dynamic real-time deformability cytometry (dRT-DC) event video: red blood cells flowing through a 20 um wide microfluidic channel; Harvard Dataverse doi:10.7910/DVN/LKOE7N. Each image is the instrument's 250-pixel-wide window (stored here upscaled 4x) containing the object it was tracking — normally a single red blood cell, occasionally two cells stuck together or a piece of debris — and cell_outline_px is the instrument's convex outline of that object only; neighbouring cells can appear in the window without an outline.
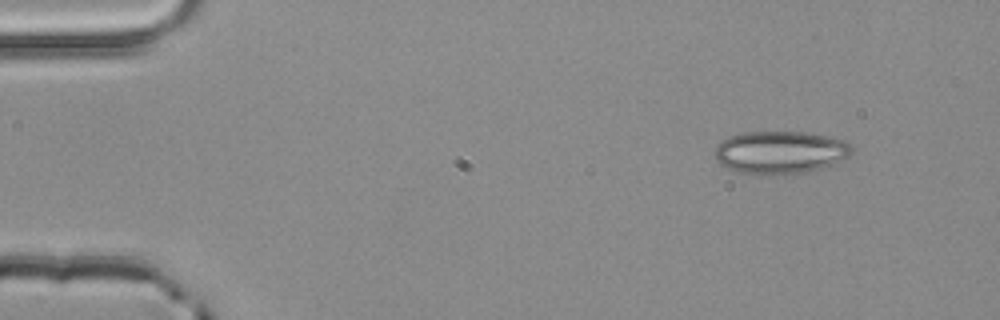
{"species": "common noctule bat (a hibernating species)", "species_latin": "Nyctalus noctula", "temperature_condition": "room temperature", "stored_images_in_passage": 3, "camera_frame_rate_fps": 3000, "um_per_image_px": 0.085, "animal": {"sex": "male", "body_mass_g": 20.4}, "frame": {"image": 1, "passage_image": 1, "time_ms": 0.0, "image_size_px": [1000, 320], "cell_outline_px": [[852, 152], [848, 156], [832, 164], [820, 168], [804, 172], [768, 176], [756, 176], [736, 172], [720, 164], [716, 160], [712, 152], [724, 140], [740, 132], [808, 132], [828, 136], [844, 140], [852, 148]], "centroid_in_image_um": [66.27, 12.97], "position_along_channel_um": 18.7, "area_um2": 34.39}}